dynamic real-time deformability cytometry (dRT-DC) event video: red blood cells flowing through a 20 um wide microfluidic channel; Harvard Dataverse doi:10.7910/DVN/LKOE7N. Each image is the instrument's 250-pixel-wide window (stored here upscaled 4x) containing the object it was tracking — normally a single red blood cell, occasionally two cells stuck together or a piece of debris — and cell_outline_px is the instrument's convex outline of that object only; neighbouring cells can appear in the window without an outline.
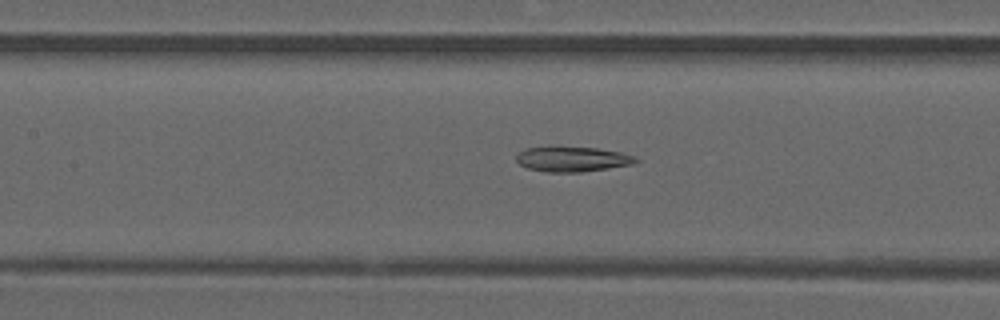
{"species": "common noctule bat (a hibernating species)", "species_latin": "Nyctalus noctula", "temperature_condition": "warm", "stored_images_in_passage": 50, "camera_frame_rate_fps": 3000, "um_per_image_px": 0.085, "animal": {"sex": "male", "forearm_length_mm": 52.5}, "frame": {"image": 1, "passage_image": 23, "time_ms": 7.333, "image_size_px": [1000, 320], "cell_outline_px": [[640, 160], [632, 164], [608, 168], [580, 172], [544, 172], [528, 168], [520, 164], [516, 160], [516, 156], [520, 152], [528, 148], [548, 144], [556, 144], [596, 148], [620, 152], [636, 156]], "centroid_in_image_um": [48.61, 13.48], "position_along_channel_um": 158.8, "area_um2": 18.09}}
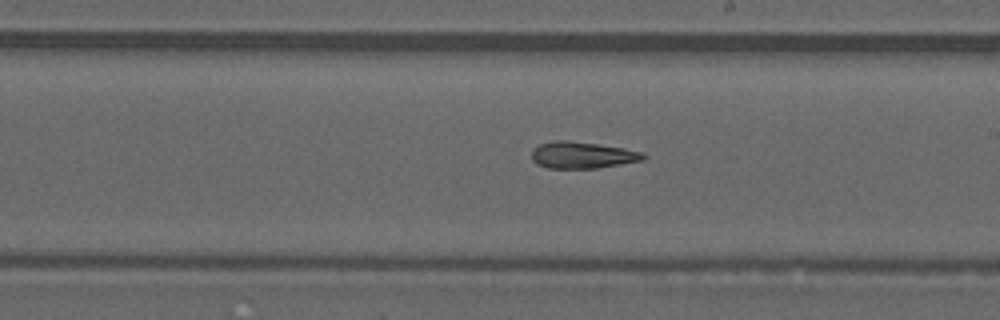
{"frame": {"image": 2, "passage_image": 29, "time_ms": 9.333, "image_size_px": [1000, 320], "cell_outline_px": [[648, 156], [644, 160], [596, 168], [548, 168], [536, 164], [532, 160], [532, 152], [540, 144], [556, 140], [568, 140], [624, 148], [644, 152]], "centroid_in_image_um": [49.53, 13.18], "position_along_channel_um": 239.5, "area_um2": 17.28}}
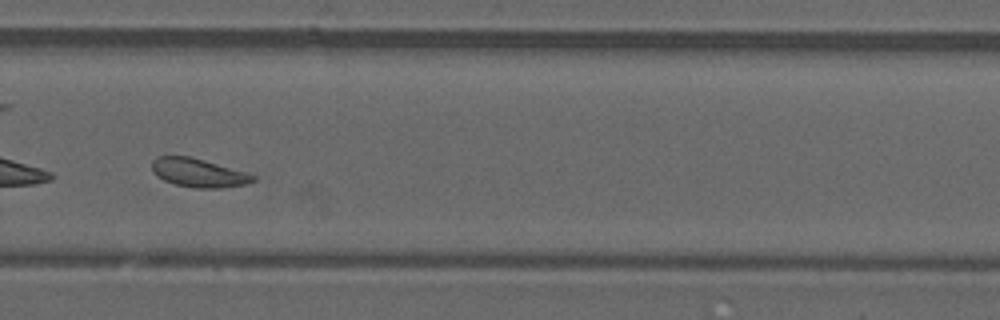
{"frame": {"image": 3, "passage_image": 33, "time_ms": 10.667, "image_size_px": [1000, 320], "cell_outline_px": [[256, 180], [244, 184], [220, 188], [196, 188], [176, 184], [164, 180], [156, 176], [152, 172], [152, 160], [156, 156], [188, 156], [204, 160], [248, 172], [256, 176]], "centroid_in_image_um": [16.86, 14.68], "position_along_channel_um": 312.9, "area_um2": 16.88}, "authors_computed_cell_mechanics": {"area_um2": 18.4093, "velocity_mm_per_s": 4.0486, "shape_relaxation_time_tau1_ms": null, "shape_relaxation_time_tau2_ms": 11.0562, "deformation_change_tau1": null, "deformation_change_tau2": 0.182}}